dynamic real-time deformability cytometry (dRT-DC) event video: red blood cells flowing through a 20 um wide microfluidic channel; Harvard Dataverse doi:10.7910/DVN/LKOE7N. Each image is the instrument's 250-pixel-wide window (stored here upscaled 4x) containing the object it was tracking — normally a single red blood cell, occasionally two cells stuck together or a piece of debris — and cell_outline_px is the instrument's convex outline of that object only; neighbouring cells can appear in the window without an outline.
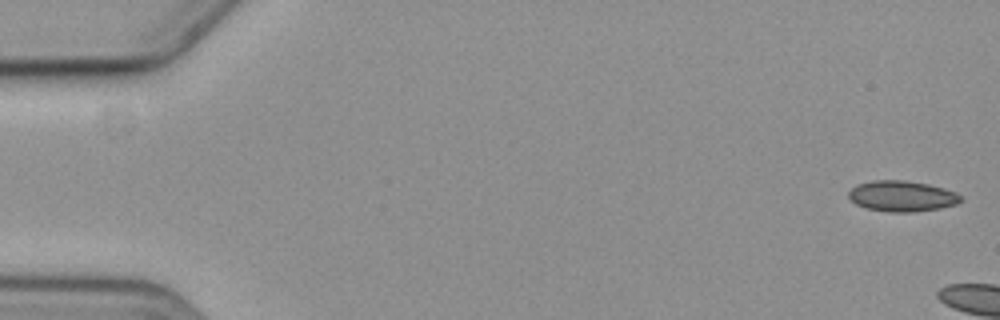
{"species": "common noctule bat (a hibernating species)", "species_latin": "Nyctalus noctula", "temperature_condition": "cold", "stored_images_in_passage": 7, "camera_frame_rate_fps": 3000, "um_per_image_px": 0.085, "animal": {"sex": "female", "body_mass_g": 19.3, "forearm_length_mm": 54.1}, "frame": {"image": 1, "passage_image": 1, "time_ms": 0.0, "image_size_px": [1000, 320], "cell_outline_px": [[964, 200], [956, 204], [940, 208], [912, 212], [892, 212], [864, 208], [856, 204], [848, 196], [848, 192], [856, 184], [872, 180], [904, 180], [928, 184], [944, 188], [956, 192]], "centroid_in_image_um": [76.66, 16.66], "position_along_channel_um": 8.3, "area_um2": 20.17}}